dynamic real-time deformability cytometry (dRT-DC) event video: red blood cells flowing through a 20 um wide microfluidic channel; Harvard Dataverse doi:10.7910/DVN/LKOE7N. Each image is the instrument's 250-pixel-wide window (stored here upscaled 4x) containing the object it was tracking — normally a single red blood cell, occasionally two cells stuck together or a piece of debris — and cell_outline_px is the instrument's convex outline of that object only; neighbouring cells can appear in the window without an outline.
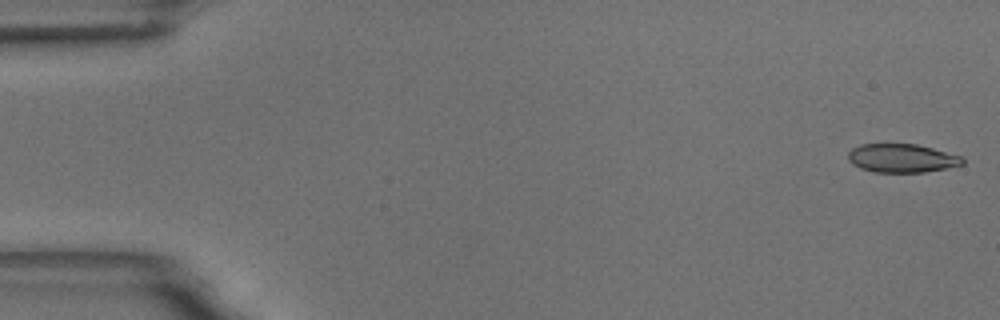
{"species": "common noctule bat (a hibernating species)", "species_latin": "Nyctalus noctula", "temperature_condition": "room temperature", "stored_images_in_passage": 55, "camera_frame_rate_fps": 3000, "um_per_image_px": 0.085, "animal": {"sex": "male", "body_mass_g": 18.8}, "frame": {"image": 1, "passage_image": 1, "time_ms": 0.0, "image_size_px": [1000, 320], "cell_outline_px": [[964, 164], [924, 172], [876, 172], [860, 168], [852, 164], [848, 160], [848, 152], [852, 148], [860, 144], [916, 144], [964, 156]], "centroid_in_image_um": [76.65, 13.44], "position_along_channel_um": 8.3, "area_um2": 19.07}}
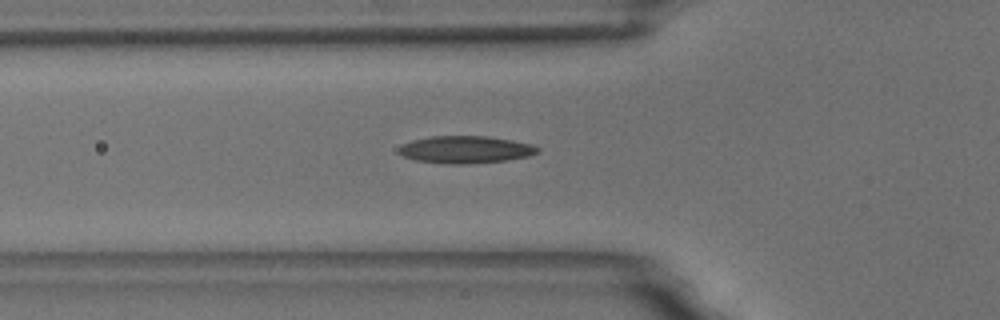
{"frame": {"image": 2, "passage_image": 19, "time_ms": 6.0, "image_size_px": [1000, 320], "cell_outline_px": [[540, 152], [528, 156], [504, 160], [464, 164], [448, 164], [416, 160], [404, 156], [400, 152], [400, 148], [404, 144], [412, 140], [432, 136], [488, 136], [512, 140], [532, 144], [540, 148]], "centroid_in_image_um": [39.62, 12.71], "position_along_channel_um": 86.2, "area_um2": 21.85}}
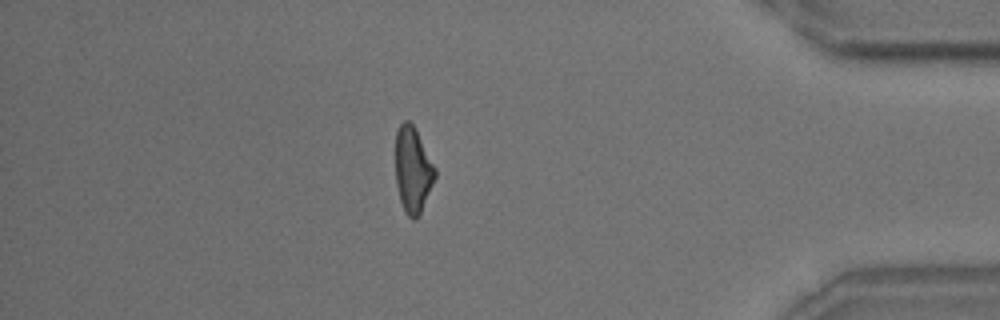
{"frame": {"image": 3, "passage_image": 48, "time_ms": 15.667, "image_size_px": [1000, 320], "cell_outline_px": [[436, 176], [420, 212], [416, 220], [412, 220], [404, 212], [400, 200], [396, 184], [396, 132], [400, 124], [404, 120], [408, 120], [416, 128], [436, 168]], "centroid_in_image_um": [35.09, 14.42], "position_along_channel_um": 400.1, "area_um2": 19.77}, "authors_computed_cell_mechanics": {"area_um2": 20.4034, "velocity_mm_per_s": 3.6202, "shape_relaxation_time_tau1_ms": 5.7389, "shape_relaxation_time_tau2_ms": 3.1934, "deformation_change_tau1": 0.1895, "deformation_change_tau2": 0.1223}}